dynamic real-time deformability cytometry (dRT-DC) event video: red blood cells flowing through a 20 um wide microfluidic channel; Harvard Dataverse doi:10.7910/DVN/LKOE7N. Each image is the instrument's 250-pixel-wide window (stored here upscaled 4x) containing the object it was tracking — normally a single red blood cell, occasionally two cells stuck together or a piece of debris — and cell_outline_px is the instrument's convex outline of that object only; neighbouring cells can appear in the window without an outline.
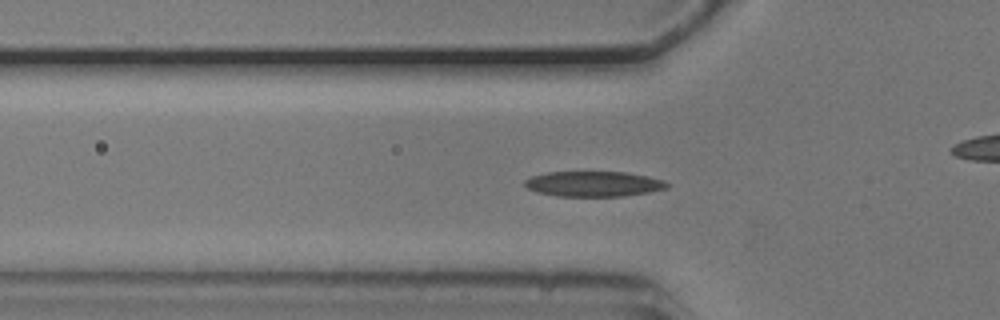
{"species": "common noctule bat (a hibernating species)", "species_latin": "Nyctalus noctula", "temperature_condition": "cold", "stored_images_in_passage": 43, "camera_frame_rate_fps": 3000, "um_per_image_px": 0.085, "animal": {"sex": "male", "body_mass_g": 20.5, "forearm_length_mm": 52.5}, "frame": {"image": 1, "passage_image": 6, "time_ms": 1.667, "image_size_px": [1000, 320], "cell_outline_px": [[672, 184], [668, 188], [648, 192], [624, 196], [556, 196], [536, 192], [528, 188], [524, 184], [524, 180], [532, 176], [548, 172], [624, 172], [648, 176], [664, 180]], "centroid_in_image_um": [50.48, 15.63], "position_along_channel_um": 75.3, "area_um2": 21.04}}
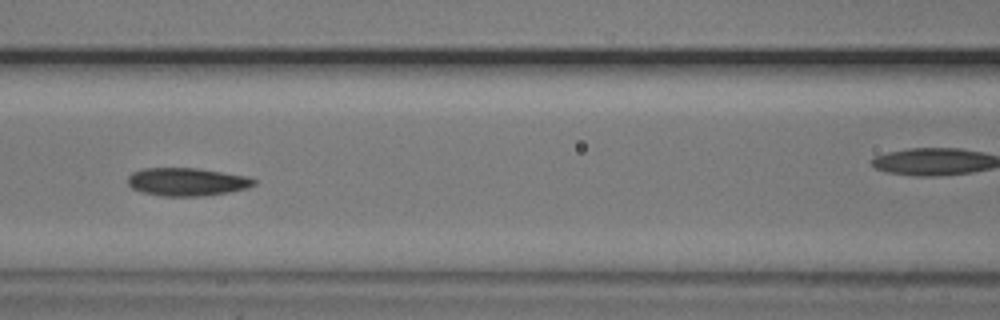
{"frame": {"image": 2, "passage_image": 12, "time_ms": 3.667, "image_size_px": [1000, 320], "cell_outline_px": [[256, 184], [248, 188], [228, 192], [200, 196], [164, 196], [140, 192], [132, 188], [128, 184], [128, 176], [132, 172], [144, 168], [196, 168], [248, 176], [256, 180]], "centroid_in_image_um": [15.88, 15.45], "position_along_channel_um": 150.7, "area_um2": 20.63}}
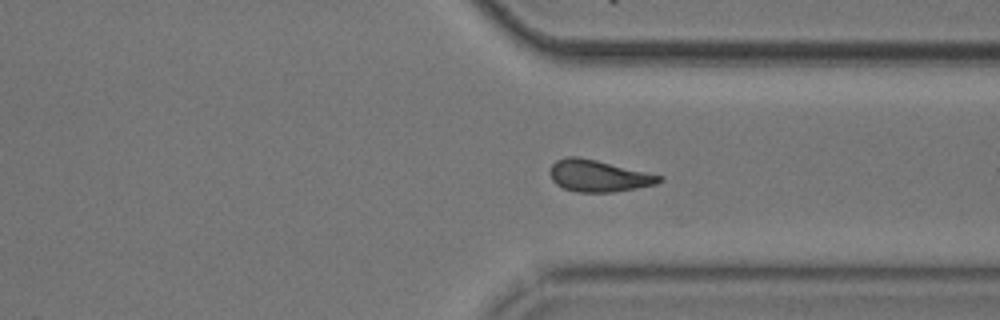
{"frame": {"image": 3, "passage_image": 29, "time_ms": 9.333, "image_size_px": [1000, 320], "cell_outline_px": [[664, 180], [656, 184], [636, 188], [612, 192], [576, 192], [564, 188], [556, 184], [552, 180], [548, 172], [552, 164], [556, 160], [564, 156], [576, 156], [596, 160], [664, 176]], "centroid_in_image_um": [50.85, 14.94], "position_along_channel_um": 360.6, "area_um2": 20.29}, "authors_computed_cell_mechanics": {"area_um2": 20.2878, "velocity_mm_per_s": 3.7123, "shape_relaxation_time_tau1_ms": 4.0152, "shape_relaxation_time_tau2_ms": 6.6525, "deformation_change_tau1": 0.1392, "deformation_change_tau2": 0.1528}}